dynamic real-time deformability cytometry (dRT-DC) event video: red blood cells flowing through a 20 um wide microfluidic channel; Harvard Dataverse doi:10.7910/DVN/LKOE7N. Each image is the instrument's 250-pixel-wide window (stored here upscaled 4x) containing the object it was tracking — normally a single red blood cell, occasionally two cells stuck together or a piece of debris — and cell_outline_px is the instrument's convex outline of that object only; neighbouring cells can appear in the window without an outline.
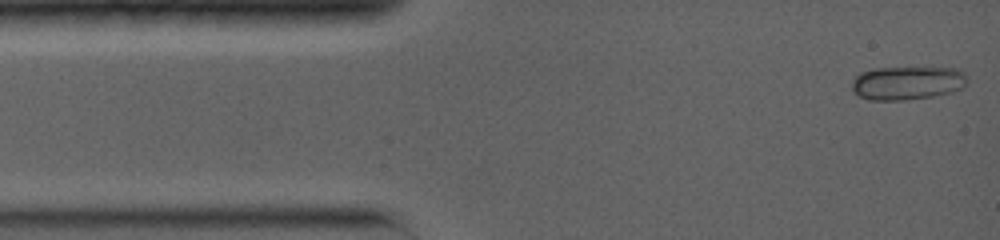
{"species": "common noctule bat (a hibernating species)", "species_latin": "Nyctalus noctula", "temperature_condition": "warm", "stored_images_in_passage": 12, "camera_frame_rate_fps": 5000, "um_per_image_px": 0.085, "animal": {"sex": "female", "body_mass_g": 19.0, "forearm_length_mm": 56.7}, "frame": {"image": 1, "passage_image": 1, "time_ms": 0.0, "image_size_px": [1000, 240], "cell_outline_px": [[968, 80], [964, 88], [952, 92], [932, 96], [904, 100], [868, 100], [852, 92], [852, 80], [860, 72], [872, 68], [960, 68], [964, 72]], "centroid_in_image_um": [77.13, 7.05], "position_along_channel_um": 7.9, "area_um2": 22.83}}
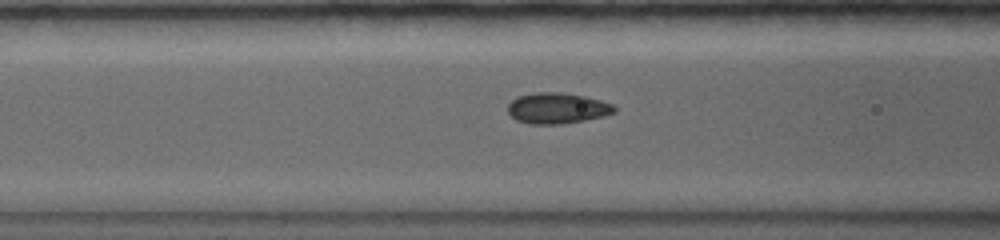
{"frame": {"image": 2, "passage_image": 8, "time_ms": 4.6, "image_size_px": [1000, 240], "cell_outline_px": [[616, 112], [604, 116], [584, 120], [560, 124], [532, 124], [516, 120], [508, 112], [508, 104], [516, 96], [532, 92], [560, 92], [584, 96], [600, 100], [612, 104], [616, 108]], "centroid_in_image_um": [47.35, 9.19], "position_along_channel_um": 119.3, "area_um2": 19.19}}
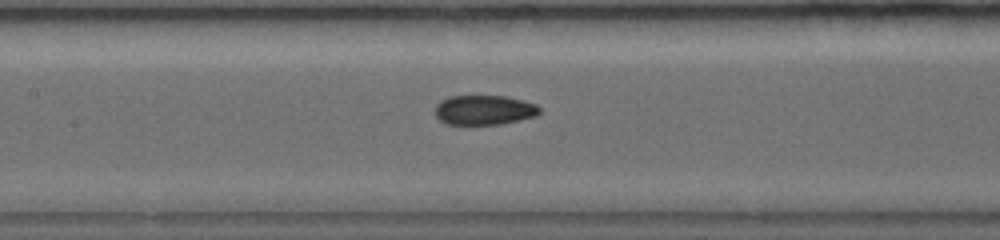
{"frame": {"image": 3, "passage_image": 10, "time_ms": 5.8, "image_size_px": [1000, 240], "cell_outline_px": [[540, 112], [536, 116], [500, 124], [448, 124], [440, 120], [436, 116], [436, 104], [440, 100], [448, 96], [504, 96], [524, 100], [536, 104], [540, 108]], "centroid_in_image_um": [41.15, 9.34], "position_along_channel_um": 166.2, "area_um2": 18.03}}